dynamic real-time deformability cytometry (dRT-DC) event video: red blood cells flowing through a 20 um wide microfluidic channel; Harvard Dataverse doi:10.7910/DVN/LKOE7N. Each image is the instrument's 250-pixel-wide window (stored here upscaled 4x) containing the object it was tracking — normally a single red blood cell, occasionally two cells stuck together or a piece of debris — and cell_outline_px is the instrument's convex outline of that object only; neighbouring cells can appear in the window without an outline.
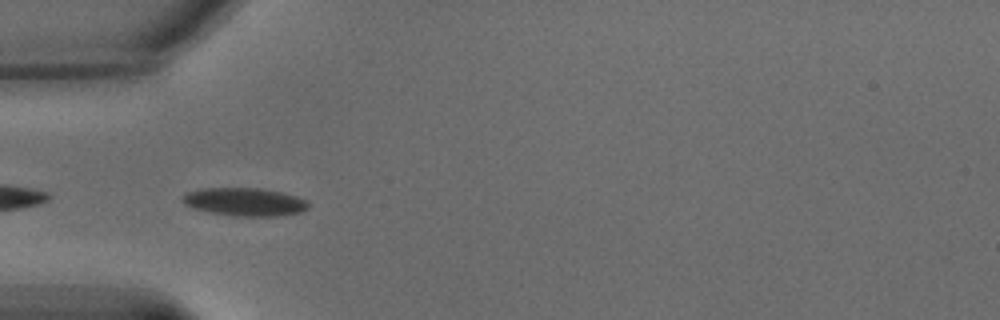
{"species": "common noctule bat (a hibernating species)", "species_latin": "Nyctalus noctula", "temperature_condition": "warm", "stored_images_in_passage": 36, "camera_frame_rate_fps": 3000, "um_per_image_px": 0.085, "animal": {"sex": "male", "body_mass_g": 15.6}, "frame": {"image": 1, "passage_image": 2, "time_ms": 0.333, "image_size_px": [1000, 320], "cell_outline_px": [[308, 208], [300, 212], [280, 216], [236, 216], [208, 212], [184, 204], [180, 200], [188, 192], [200, 188], [264, 188], [284, 192], [308, 200]], "centroid_in_image_um": [20.83, 17.15], "position_along_channel_um": 64.2, "area_um2": 20.75}}
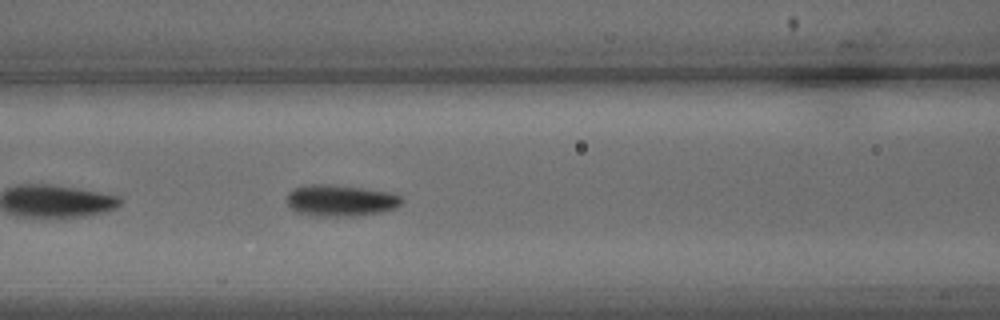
{"frame": {"image": 2, "passage_image": 9, "time_ms": 2.667, "image_size_px": [1000, 320], "cell_outline_px": [[404, 200], [396, 208], [384, 212], [348, 216], [320, 216], [296, 212], [288, 204], [288, 192], [292, 188], [308, 184], [324, 184], [364, 188], [392, 192], [400, 196]], "centroid_in_image_um": [28.97, 17.03], "position_along_channel_um": 137.6, "area_um2": 21.1}}
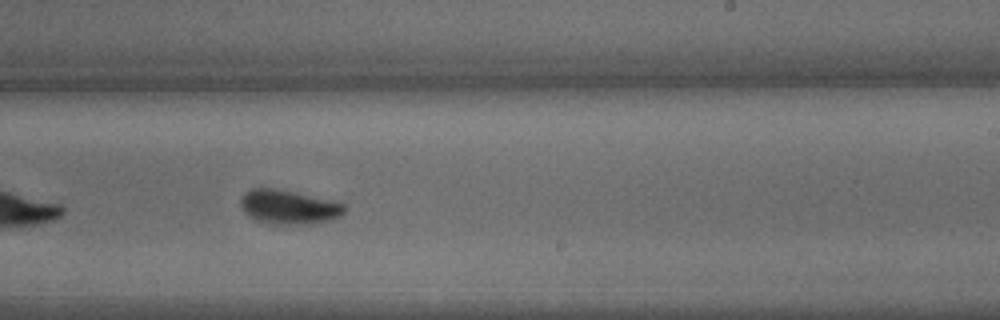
{"frame": {"image": 3, "passage_image": 21, "time_ms": 6.667, "image_size_px": [1000, 320], "cell_outline_px": [[344, 212], [340, 216], [332, 220], [308, 224], [272, 224], [256, 220], [248, 216], [244, 212], [240, 204], [240, 200], [244, 192], [252, 188], [272, 188], [292, 192], [328, 200], [344, 204]], "centroid_in_image_um": [24.49, 17.61], "position_along_channel_um": 264.5, "area_um2": 20.4}, "authors_computed_cell_mechanics": {"area_um2": 20.3745, "velocity_mm_per_s": 3.1776, "shape_relaxation_time_tau1_ms": 2.44, "shape_relaxation_time_tau2_ms": 1.2552, "deformation_change_tau1": 0.1092, "deformation_change_tau2": 0.0548}}